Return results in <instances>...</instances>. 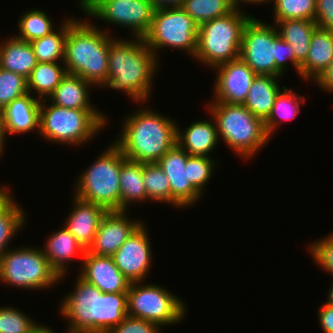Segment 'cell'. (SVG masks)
<instances>
[{
	"label": "cell",
	"instance_id": "obj_1",
	"mask_svg": "<svg viewBox=\"0 0 333 333\" xmlns=\"http://www.w3.org/2000/svg\"><path fill=\"white\" fill-rule=\"evenodd\" d=\"M73 291L60 301L58 313L66 319L64 333H109L127 316V293H102L78 274Z\"/></svg>",
	"mask_w": 333,
	"mask_h": 333
},
{
	"label": "cell",
	"instance_id": "obj_2",
	"mask_svg": "<svg viewBox=\"0 0 333 333\" xmlns=\"http://www.w3.org/2000/svg\"><path fill=\"white\" fill-rule=\"evenodd\" d=\"M159 61L143 38L115 37L109 44L108 79L104 89L122 91L136 104L146 101L149 104L154 77L160 70Z\"/></svg>",
	"mask_w": 333,
	"mask_h": 333
},
{
	"label": "cell",
	"instance_id": "obj_3",
	"mask_svg": "<svg viewBox=\"0 0 333 333\" xmlns=\"http://www.w3.org/2000/svg\"><path fill=\"white\" fill-rule=\"evenodd\" d=\"M140 103L137 110L125 116L122 128L113 142L127 159L141 163L158 162L177 144L176 120ZM158 112V113H157Z\"/></svg>",
	"mask_w": 333,
	"mask_h": 333
},
{
	"label": "cell",
	"instance_id": "obj_4",
	"mask_svg": "<svg viewBox=\"0 0 333 333\" xmlns=\"http://www.w3.org/2000/svg\"><path fill=\"white\" fill-rule=\"evenodd\" d=\"M87 20L68 17L63 63L67 73L78 75L95 87L104 89L108 79L109 44L117 36L113 37L109 28H101L93 20Z\"/></svg>",
	"mask_w": 333,
	"mask_h": 333
},
{
	"label": "cell",
	"instance_id": "obj_5",
	"mask_svg": "<svg viewBox=\"0 0 333 333\" xmlns=\"http://www.w3.org/2000/svg\"><path fill=\"white\" fill-rule=\"evenodd\" d=\"M108 118L98 109L66 108L45 99L40 103L38 135L54 144L83 147L108 126Z\"/></svg>",
	"mask_w": 333,
	"mask_h": 333
},
{
	"label": "cell",
	"instance_id": "obj_6",
	"mask_svg": "<svg viewBox=\"0 0 333 333\" xmlns=\"http://www.w3.org/2000/svg\"><path fill=\"white\" fill-rule=\"evenodd\" d=\"M209 103V104H208ZM206 103L207 112L213 118L218 139L243 160L249 161L268 145L264 122L242 104L224 102ZM258 152V153H257Z\"/></svg>",
	"mask_w": 333,
	"mask_h": 333
},
{
	"label": "cell",
	"instance_id": "obj_7",
	"mask_svg": "<svg viewBox=\"0 0 333 333\" xmlns=\"http://www.w3.org/2000/svg\"><path fill=\"white\" fill-rule=\"evenodd\" d=\"M241 8L199 26L194 61L213 69L240 58L243 29L252 16Z\"/></svg>",
	"mask_w": 333,
	"mask_h": 333
},
{
	"label": "cell",
	"instance_id": "obj_8",
	"mask_svg": "<svg viewBox=\"0 0 333 333\" xmlns=\"http://www.w3.org/2000/svg\"><path fill=\"white\" fill-rule=\"evenodd\" d=\"M122 151L112 141L97 159L78 174L73 184V196L103 207L106 211L120 210V170Z\"/></svg>",
	"mask_w": 333,
	"mask_h": 333
},
{
	"label": "cell",
	"instance_id": "obj_9",
	"mask_svg": "<svg viewBox=\"0 0 333 333\" xmlns=\"http://www.w3.org/2000/svg\"><path fill=\"white\" fill-rule=\"evenodd\" d=\"M61 276L50 265L42 248L35 245L9 248L0 258V282L23 290H48Z\"/></svg>",
	"mask_w": 333,
	"mask_h": 333
},
{
	"label": "cell",
	"instance_id": "obj_10",
	"mask_svg": "<svg viewBox=\"0 0 333 333\" xmlns=\"http://www.w3.org/2000/svg\"><path fill=\"white\" fill-rule=\"evenodd\" d=\"M185 302L172 291L152 282H133L127 291L128 316L157 323L161 328L175 326L186 318L188 307Z\"/></svg>",
	"mask_w": 333,
	"mask_h": 333
},
{
	"label": "cell",
	"instance_id": "obj_11",
	"mask_svg": "<svg viewBox=\"0 0 333 333\" xmlns=\"http://www.w3.org/2000/svg\"><path fill=\"white\" fill-rule=\"evenodd\" d=\"M198 28L181 7L156 9L143 40L157 59H160L159 52L167 48L183 51L193 58L197 51Z\"/></svg>",
	"mask_w": 333,
	"mask_h": 333
},
{
	"label": "cell",
	"instance_id": "obj_12",
	"mask_svg": "<svg viewBox=\"0 0 333 333\" xmlns=\"http://www.w3.org/2000/svg\"><path fill=\"white\" fill-rule=\"evenodd\" d=\"M76 5L90 20H102L108 24L128 29L131 39L143 38L154 17L155 8L150 0H78ZM130 30V31H129Z\"/></svg>",
	"mask_w": 333,
	"mask_h": 333
},
{
	"label": "cell",
	"instance_id": "obj_13",
	"mask_svg": "<svg viewBox=\"0 0 333 333\" xmlns=\"http://www.w3.org/2000/svg\"><path fill=\"white\" fill-rule=\"evenodd\" d=\"M279 36L275 24L264 23L254 15L245 24L240 58L256 75L276 76V38Z\"/></svg>",
	"mask_w": 333,
	"mask_h": 333
},
{
	"label": "cell",
	"instance_id": "obj_14",
	"mask_svg": "<svg viewBox=\"0 0 333 333\" xmlns=\"http://www.w3.org/2000/svg\"><path fill=\"white\" fill-rule=\"evenodd\" d=\"M149 230L143 222L112 255L117 268L130 283L146 282L152 267V245Z\"/></svg>",
	"mask_w": 333,
	"mask_h": 333
},
{
	"label": "cell",
	"instance_id": "obj_15",
	"mask_svg": "<svg viewBox=\"0 0 333 333\" xmlns=\"http://www.w3.org/2000/svg\"><path fill=\"white\" fill-rule=\"evenodd\" d=\"M213 70L216 71V78L211 102L243 105L256 76L254 71L241 58L223 63Z\"/></svg>",
	"mask_w": 333,
	"mask_h": 333
},
{
	"label": "cell",
	"instance_id": "obj_16",
	"mask_svg": "<svg viewBox=\"0 0 333 333\" xmlns=\"http://www.w3.org/2000/svg\"><path fill=\"white\" fill-rule=\"evenodd\" d=\"M188 156L189 154L176 144L157 162L170 182L171 206L175 209H187L202 198L188 179Z\"/></svg>",
	"mask_w": 333,
	"mask_h": 333
},
{
	"label": "cell",
	"instance_id": "obj_17",
	"mask_svg": "<svg viewBox=\"0 0 333 333\" xmlns=\"http://www.w3.org/2000/svg\"><path fill=\"white\" fill-rule=\"evenodd\" d=\"M128 213L127 210L107 211L87 251L96 255L112 256L144 222L137 218L131 219Z\"/></svg>",
	"mask_w": 333,
	"mask_h": 333
},
{
	"label": "cell",
	"instance_id": "obj_18",
	"mask_svg": "<svg viewBox=\"0 0 333 333\" xmlns=\"http://www.w3.org/2000/svg\"><path fill=\"white\" fill-rule=\"evenodd\" d=\"M78 275L102 293H127L130 282L115 265L112 256L85 252Z\"/></svg>",
	"mask_w": 333,
	"mask_h": 333
},
{
	"label": "cell",
	"instance_id": "obj_19",
	"mask_svg": "<svg viewBox=\"0 0 333 333\" xmlns=\"http://www.w3.org/2000/svg\"><path fill=\"white\" fill-rule=\"evenodd\" d=\"M40 103V100L27 93L0 111V120L7 137L33 131L39 134Z\"/></svg>",
	"mask_w": 333,
	"mask_h": 333
},
{
	"label": "cell",
	"instance_id": "obj_20",
	"mask_svg": "<svg viewBox=\"0 0 333 333\" xmlns=\"http://www.w3.org/2000/svg\"><path fill=\"white\" fill-rule=\"evenodd\" d=\"M72 210L64 220V227L88 250L92 245L99 223L107 212L94 203L82 201L72 195Z\"/></svg>",
	"mask_w": 333,
	"mask_h": 333
},
{
	"label": "cell",
	"instance_id": "obj_21",
	"mask_svg": "<svg viewBox=\"0 0 333 333\" xmlns=\"http://www.w3.org/2000/svg\"><path fill=\"white\" fill-rule=\"evenodd\" d=\"M45 241L42 248L44 255L61 276L60 282L64 281L65 277L68 278L69 275V263L72 264V260L74 261L75 258H80V263H82L86 250L64 226L50 234Z\"/></svg>",
	"mask_w": 333,
	"mask_h": 333
},
{
	"label": "cell",
	"instance_id": "obj_22",
	"mask_svg": "<svg viewBox=\"0 0 333 333\" xmlns=\"http://www.w3.org/2000/svg\"><path fill=\"white\" fill-rule=\"evenodd\" d=\"M193 121L181 129L177 126V144L190 156L213 157L214 149L219 144L217 129L213 118Z\"/></svg>",
	"mask_w": 333,
	"mask_h": 333
},
{
	"label": "cell",
	"instance_id": "obj_23",
	"mask_svg": "<svg viewBox=\"0 0 333 333\" xmlns=\"http://www.w3.org/2000/svg\"><path fill=\"white\" fill-rule=\"evenodd\" d=\"M95 86L82 77L67 73L56 89L47 98L56 106L72 109H98L93 106L90 90Z\"/></svg>",
	"mask_w": 333,
	"mask_h": 333
},
{
	"label": "cell",
	"instance_id": "obj_24",
	"mask_svg": "<svg viewBox=\"0 0 333 333\" xmlns=\"http://www.w3.org/2000/svg\"><path fill=\"white\" fill-rule=\"evenodd\" d=\"M279 36L293 49L295 55V72L300 75L301 65L305 62L313 31L317 27L314 20L286 19L276 24Z\"/></svg>",
	"mask_w": 333,
	"mask_h": 333
},
{
	"label": "cell",
	"instance_id": "obj_25",
	"mask_svg": "<svg viewBox=\"0 0 333 333\" xmlns=\"http://www.w3.org/2000/svg\"><path fill=\"white\" fill-rule=\"evenodd\" d=\"M333 61V33L316 27L313 31L310 49L301 65L300 77L305 82L314 81Z\"/></svg>",
	"mask_w": 333,
	"mask_h": 333
},
{
	"label": "cell",
	"instance_id": "obj_26",
	"mask_svg": "<svg viewBox=\"0 0 333 333\" xmlns=\"http://www.w3.org/2000/svg\"><path fill=\"white\" fill-rule=\"evenodd\" d=\"M281 77L271 75H256L248 91L243 105L257 118L263 122L268 118L274 101L282 90Z\"/></svg>",
	"mask_w": 333,
	"mask_h": 333
},
{
	"label": "cell",
	"instance_id": "obj_27",
	"mask_svg": "<svg viewBox=\"0 0 333 333\" xmlns=\"http://www.w3.org/2000/svg\"><path fill=\"white\" fill-rule=\"evenodd\" d=\"M11 189L7 188L0 195V258L11 248L10 244L18 232L27 225V213L14 199ZM26 224V225H25Z\"/></svg>",
	"mask_w": 333,
	"mask_h": 333
},
{
	"label": "cell",
	"instance_id": "obj_28",
	"mask_svg": "<svg viewBox=\"0 0 333 333\" xmlns=\"http://www.w3.org/2000/svg\"><path fill=\"white\" fill-rule=\"evenodd\" d=\"M37 61L30 42L15 36L0 42V67L28 79Z\"/></svg>",
	"mask_w": 333,
	"mask_h": 333
},
{
	"label": "cell",
	"instance_id": "obj_29",
	"mask_svg": "<svg viewBox=\"0 0 333 333\" xmlns=\"http://www.w3.org/2000/svg\"><path fill=\"white\" fill-rule=\"evenodd\" d=\"M119 183L120 210L128 211L133 203L149 202L143 182V163L127 159L123 153Z\"/></svg>",
	"mask_w": 333,
	"mask_h": 333
},
{
	"label": "cell",
	"instance_id": "obj_30",
	"mask_svg": "<svg viewBox=\"0 0 333 333\" xmlns=\"http://www.w3.org/2000/svg\"><path fill=\"white\" fill-rule=\"evenodd\" d=\"M66 74L67 71L63 62H37L27 79L28 93L40 101L45 100L56 89Z\"/></svg>",
	"mask_w": 333,
	"mask_h": 333
},
{
	"label": "cell",
	"instance_id": "obj_31",
	"mask_svg": "<svg viewBox=\"0 0 333 333\" xmlns=\"http://www.w3.org/2000/svg\"><path fill=\"white\" fill-rule=\"evenodd\" d=\"M305 100V96L299 95L288 86H283L274 101L268 118L264 121L267 135L272 138L278 127L280 128V123H283L284 120L289 121L296 118L301 111L300 105L304 104Z\"/></svg>",
	"mask_w": 333,
	"mask_h": 333
},
{
	"label": "cell",
	"instance_id": "obj_32",
	"mask_svg": "<svg viewBox=\"0 0 333 333\" xmlns=\"http://www.w3.org/2000/svg\"><path fill=\"white\" fill-rule=\"evenodd\" d=\"M65 18L51 34L30 42L37 62H64L68 35V17Z\"/></svg>",
	"mask_w": 333,
	"mask_h": 333
},
{
	"label": "cell",
	"instance_id": "obj_33",
	"mask_svg": "<svg viewBox=\"0 0 333 333\" xmlns=\"http://www.w3.org/2000/svg\"><path fill=\"white\" fill-rule=\"evenodd\" d=\"M51 18L47 11L38 8L28 9L17 21L19 34H13V36L23 41L32 42L49 35L56 30Z\"/></svg>",
	"mask_w": 333,
	"mask_h": 333
},
{
	"label": "cell",
	"instance_id": "obj_34",
	"mask_svg": "<svg viewBox=\"0 0 333 333\" xmlns=\"http://www.w3.org/2000/svg\"><path fill=\"white\" fill-rule=\"evenodd\" d=\"M181 8L200 26L233 12L237 5L235 0H184Z\"/></svg>",
	"mask_w": 333,
	"mask_h": 333
},
{
	"label": "cell",
	"instance_id": "obj_35",
	"mask_svg": "<svg viewBox=\"0 0 333 333\" xmlns=\"http://www.w3.org/2000/svg\"><path fill=\"white\" fill-rule=\"evenodd\" d=\"M35 322L16 306H0V333H41L49 326Z\"/></svg>",
	"mask_w": 333,
	"mask_h": 333
},
{
	"label": "cell",
	"instance_id": "obj_36",
	"mask_svg": "<svg viewBox=\"0 0 333 333\" xmlns=\"http://www.w3.org/2000/svg\"><path fill=\"white\" fill-rule=\"evenodd\" d=\"M143 182L149 201L171 204L170 182L157 162L143 163Z\"/></svg>",
	"mask_w": 333,
	"mask_h": 333
},
{
	"label": "cell",
	"instance_id": "obj_37",
	"mask_svg": "<svg viewBox=\"0 0 333 333\" xmlns=\"http://www.w3.org/2000/svg\"><path fill=\"white\" fill-rule=\"evenodd\" d=\"M273 24L286 19L314 20L316 0H271Z\"/></svg>",
	"mask_w": 333,
	"mask_h": 333
},
{
	"label": "cell",
	"instance_id": "obj_38",
	"mask_svg": "<svg viewBox=\"0 0 333 333\" xmlns=\"http://www.w3.org/2000/svg\"><path fill=\"white\" fill-rule=\"evenodd\" d=\"M220 163L217 159L206 156H188L187 173L192 186L203 196L206 186Z\"/></svg>",
	"mask_w": 333,
	"mask_h": 333
},
{
	"label": "cell",
	"instance_id": "obj_39",
	"mask_svg": "<svg viewBox=\"0 0 333 333\" xmlns=\"http://www.w3.org/2000/svg\"><path fill=\"white\" fill-rule=\"evenodd\" d=\"M28 93L27 79L0 67V111L14 99Z\"/></svg>",
	"mask_w": 333,
	"mask_h": 333
},
{
	"label": "cell",
	"instance_id": "obj_40",
	"mask_svg": "<svg viewBox=\"0 0 333 333\" xmlns=\"http://www.w3.org/2000/svg\"><path fill=\"white\" fill-rule=\"evenodd\" d=\"M321 238L308 244L307 252L315 264L333 278V232Z\"/></svg>",
	"mask_w": 333,
	"mask_h": 333
},
{
	"label": "cell",
	"instance_id": "obj_41",
	"mask_svg": "<svg viewBox=\"0 0 333 333\" xmlns=\"http://www.w3.org/2000/svg\"><path fill=\"white\" fill-rule=\"evenodd\" d=\"M161 331L157 323L127 316L109 333H161Z\"/></svg>",
	"mask_w": 333,
	"mask_h": 333
},
{
	"label": "cell",
	"instance_id": "obj_42",
	"mask_svg": "<svg viewBox=\"0 0 333 333\" xmlns=\"http://www.w3.org/2000/svg\"><path fill=\"white\" fill-rule=\"evenodd\" d=\"M276 77H283L288 72V60L289 64L295 69V55L291 45L285 42L280 36L276 38Z\"/></svg>",
	"mask_w": 333,
	"mask_h": 333
},
{
	"label": "cell",
	"instance_id": "obj_43",
	"mask_svg": "<svg viewBox=\"0 0 333 333\" xmlns=\"http://www.w3.org/2000/svg\"><path fill=\"white\" fill-rule=\"evenodd\" d=\"M314 21L317 27L333 33V0H316Z\"/></svg>",
	"mask_w": 333,
	"mask_h": 333
},
{
	"label": "cell",
	"instance_id": "obj_44",
	"mask_svg": "<svg viewBox=\"0 0 333 333\" xmlns=\"http://www.w3.org/2000/svg\"><path fill=\"white\" fill-rule=\"evenodd\" d=\"M317 312L319 327L323 333H333V306L324 302Z\"/></svg>",
	"mask_w": 333,
	"mask_h": 333
},
{
	"label": "cell",
	"instance_id": "obj_45",
	"mask_svg": "<svg viewBox=\"0 0 333 333\" xmlns=\"http://www.w3.org/2000/svg\"><path fill=\"white\" fill-rule=\"evenodd\" d=\"M324 93L333 94V61L313 81Z\"/></svg>",
	"mask_w": 333,
	"mask_h": 333
},
{
	"label": "cell",
	"instance_id": "obj_46",
	"mask_svg": "<svg viewBox=\"0 0 333 333\" xmlns=\"http://www.w3.org/2000/svg\"><path fill=\"white\" fill-rule=\"evenodd\" d=\"M184 0H150L155 9L181 7Z\"/></svg>",
	"mask_w": 333,
	"mask_h": 333
},
{
	"label": "cell",
	"instance_id": "obj_47",
	"mask_svg": "<svg viewBox=\"0 0 333 333\" xmlns=\"http://www.w3.org/2000/svg\"><path fill=\"white\" fill-rule=\"evenodd\" d=\"M6 139H7V135H6L5 129L3 127V124H2V122L0 120V157H1V159H2V156L5 155L3 153L6 150L5 149V147H6L5 144L7 142Z\"/></svg>",
	"mask_w": 333,
	"mask_h": 333
},
{
	"label": "cell",
	"instance_id": "obj_48",
	"mask_svg": "<svg viewBox=\"0 0 333 333\" xmlns=\"http://www.w3.org/2000/svg\"><path fill=\"white\" fill-rule=\"evenodd\" d=\"M270 1L271 0H235V2H236V5H237V7H243V6H240L241 4L243 5H246V3L248 4V5H262V4H269V5H271L270 4Z\"/></svg>",
	"mask_w": 333,
	"mask_h": 333
},
{
	"label": "cell",
	"instance_id": "obj_49",
	"mask_svg": "<svg viewBox=\"0 0 333 333\" xmlns=\"http://www.w3.org/2000/svg\"><path fill=\"white\" fill-rule=\"evenodd\" d=\"M329 291L327 292V297L325 303L333 306V279L331 281V285L329 286Z\"/></svg>",
	"mask_w": 333,
	"mask_h": 333
},
{
	"label": "cell",
	"instance_id": "obj_50",
	"mask_svg": "<svg viewBox=\"0 0 333 333\" xmlns=\"http://www.w3.org/2000/svg\"><path fill=\"white\" fill-rule=\"evenodd\" d=\"M56 331L52 329V327L48 326L44 331L41 333H55Z\"/></svg>",
	"mask_w": 333,
	"mask_h": 333
},
{
	"label": "cell",
	"instance_id": "obj_51",
	"mask_svg": "<svg viewBox=\"0 0 333 333\" xmlns=\"http://www.w3.org/2000/svg\"><path fill=\"white\" fill-rule=\"evenodd\" d=\"M7 188H9V187H7V185L5 184V185H1L0 186V195L7 189Z\"/></svg>",
	"mask_w": 333,
	"mask_h": 333
}]
</instances>
